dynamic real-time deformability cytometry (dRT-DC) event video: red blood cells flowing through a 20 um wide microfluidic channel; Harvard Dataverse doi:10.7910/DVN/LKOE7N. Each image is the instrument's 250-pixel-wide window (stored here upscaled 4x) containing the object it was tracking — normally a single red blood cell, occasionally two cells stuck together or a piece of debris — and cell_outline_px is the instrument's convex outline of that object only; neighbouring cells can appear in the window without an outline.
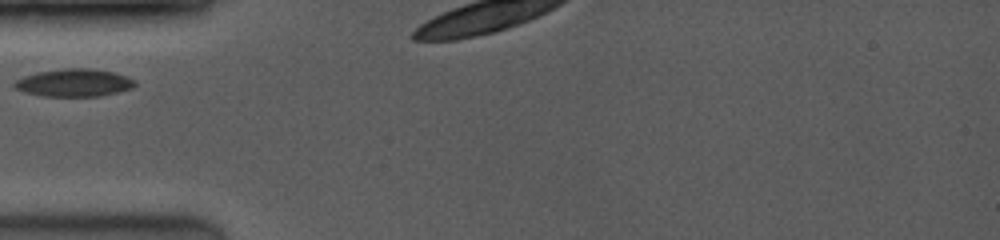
{"species": "common noctule bat (a hibernating species)", "species_latin": "Nyctalus noctula", "temperature_condition": "room temperature", "stored_images_in_passage": 20, "camera_frame_rate_fps": 3500, "um_per_image_px": 0.085, "animal": {"sex": "female", "body_mass_g": 19.0, "forearm_length_mm": 53.3}, "frame": {"image": 1, "passage_image": 1, "time_ms": 0.0, "image_size_px": [1000, 240], "cell_outline_px": [[136, 84], [132, 88], [100, 96], [44, 96], [24, 92], [16, 88], [12, 84], [16, 80], [24, 76], [36, 72], [64, 68], [92, 68], [112, 72], [136, 80]], "centroid_in_image_um": [6.28, 7.03], "position_along_channel_um": 78.7, "area_um2": 19.36}}